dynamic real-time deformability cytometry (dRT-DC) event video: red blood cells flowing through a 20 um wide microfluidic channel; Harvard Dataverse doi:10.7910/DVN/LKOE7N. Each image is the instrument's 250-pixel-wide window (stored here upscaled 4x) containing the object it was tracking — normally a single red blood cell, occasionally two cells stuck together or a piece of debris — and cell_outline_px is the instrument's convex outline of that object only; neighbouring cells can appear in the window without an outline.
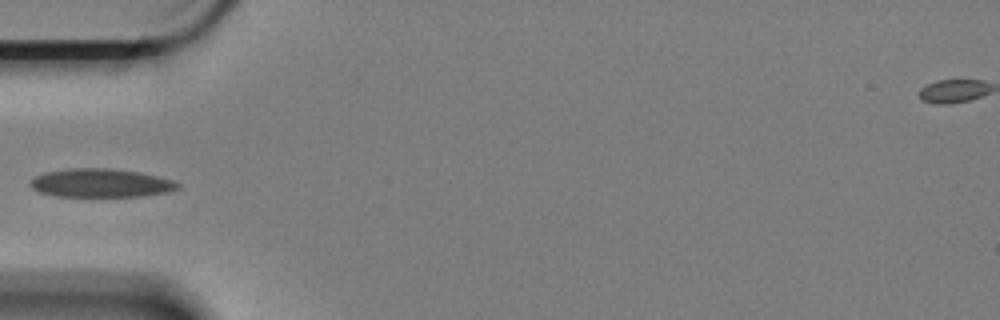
{"species": "Egyptian fruit bat (a non-hibernating species)", "species_latin": "Rousettus aegyptiacus", "temperature_condition": "cold", "stored_images_in_passage": 34, "camera_frame_rate_fps": 3000, "um_per_image_px": 0.085, "animal": {"sex": "female"}, "frame": {"image": 1, "passage_image": 1, "time_ms": 0.0, "image_size_px": [1000, 320], "cell_outline_px": [[180, 188], [168, 192], [140, 196], [52, 196], [40, 192], [32, 188], [28, 184], [36, 176], [44, 172], [68, 168], [112, 168], [140, 172], [172, 180], [180, 184]], "centroid_in_image_um": [8.55, 15.55], "position_along_channel_um": 76.4, "area_um2": 24.57}}
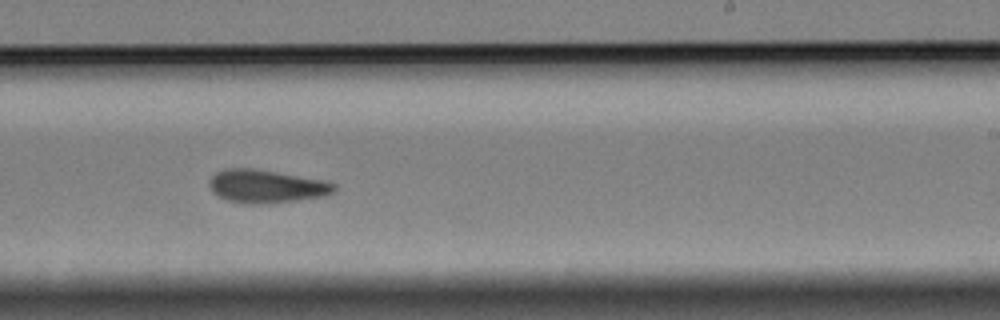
{"frame": {"image": 2, "passage_image": 18, "time_ms": 5.667, "image_size_px": [1000, 320], "cell_outline_px": [[336, 192], [324, 196], [268, 204], [244, 204], [228, 200], [212, 192], [208, 184], [208, 180], [216, 172], [224, 168], [252, 168], [320, 180], [336, 184]], "centroid_in_image_um": [22.59, 15.85], "position_along_channel_um": 266.4, "area_um2": 24.04}}
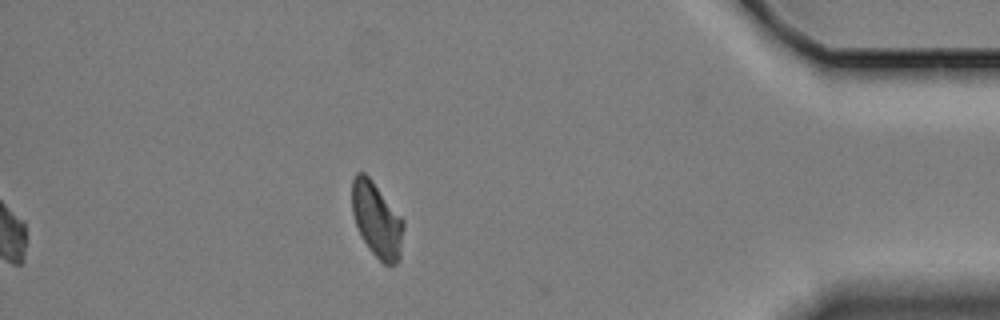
{"frame": {"image": 3, "passage_image": 34, "time_ms": 11.0, "image_size_px": [1000, 320], "cell_outline_px": [[404, 228], [400, 260], [396, 264], [384, 264], [368, 248], [356, 224], [352, 212], [352, 180], [356, 172], [364, 172], [372, 180], [404, 220]], "centroid_in_image_um": [32.04, 18.69], "position_along_channel_um": 403.2, "area_um2": 22.43}}